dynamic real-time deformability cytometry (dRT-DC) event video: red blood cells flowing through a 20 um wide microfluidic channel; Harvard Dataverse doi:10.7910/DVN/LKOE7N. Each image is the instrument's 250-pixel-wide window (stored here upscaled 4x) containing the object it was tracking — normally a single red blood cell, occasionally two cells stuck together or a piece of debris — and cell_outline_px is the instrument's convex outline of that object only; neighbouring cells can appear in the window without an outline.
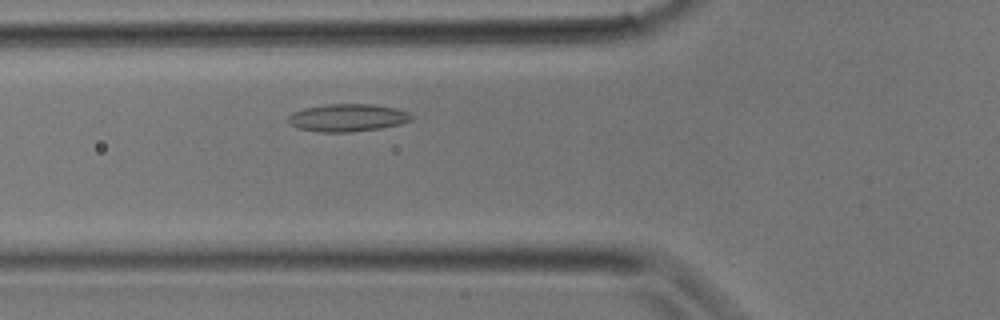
{"species": "common noctule bat (a hibernating species)", "species_latin": "Nyctalus noctula", "temperature_condition": "room temperature", "stored_images_in_passage": 25, "camera_frame_rate_fps": 3000, "um_per_image_px": 0.085, "animal": {"sex": "male", "body_mass_g": 17.9}, "frame": {"image": 1, "passage_image": 6, "time_ms": 1.667, "image_size_px": [1000, 320], "cell_outline_px": [[412, 120], [400, 124], [380, 128], [348, 132], [320, 132], [296, 128], [288, 120], [288, 116], [292, 112], [304, 108], [328, 104], [372, 104], [396, 108], [408, 112], [412, 116]], "centroid_in_image_um": [29.53, 10.0], "position_along_channel_um": 96.3, "area_um2": 19.77}}
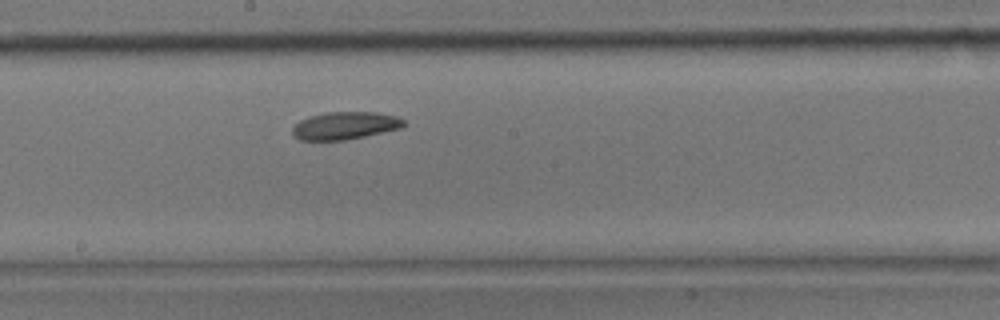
{"frame": {"image": 2, "passage_image": 12, "time_ms": 3.667, "image_size_px": [1000, 320], "cell_outline_px": [[404, 124], [400, 128], [364, 136], [344, 140], [300, 140], [292, 132], [292, 128], [300, 120], [308, 116], [328, 112], [376, 112], [396, 116], [404, 120]], "centroid_in_image_um": [29.3, 10.67], "position_along_channel_um": 218.9, "area_um2": 17.69}}
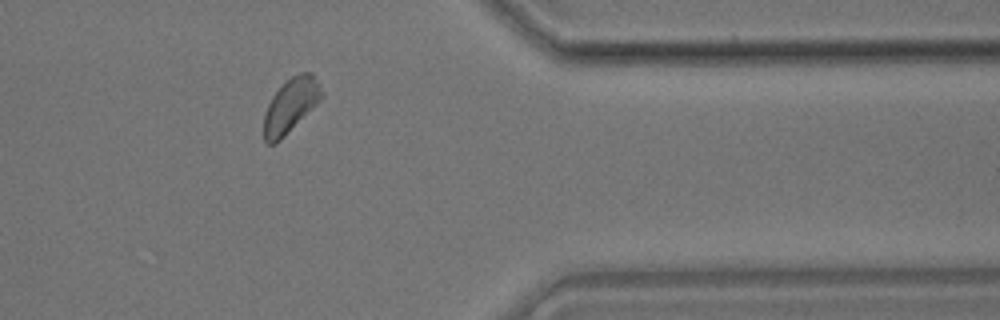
{"frame": {"image": 3, "passage_image": 21, "time_ms": 6.667, "image_size_px": [1000, 320], "cell_outline_px": [[324, 96], [276, 144], [268, 144], [264, 140], [264, 112], [272, 96], [292, 76], [300, 72], [312, 72], [320, 84], [324, 92]], "centroid_in_image_um": [24.72, 8.95], "position_along_channel_um": 386.7, "area_um2": 18.03}}